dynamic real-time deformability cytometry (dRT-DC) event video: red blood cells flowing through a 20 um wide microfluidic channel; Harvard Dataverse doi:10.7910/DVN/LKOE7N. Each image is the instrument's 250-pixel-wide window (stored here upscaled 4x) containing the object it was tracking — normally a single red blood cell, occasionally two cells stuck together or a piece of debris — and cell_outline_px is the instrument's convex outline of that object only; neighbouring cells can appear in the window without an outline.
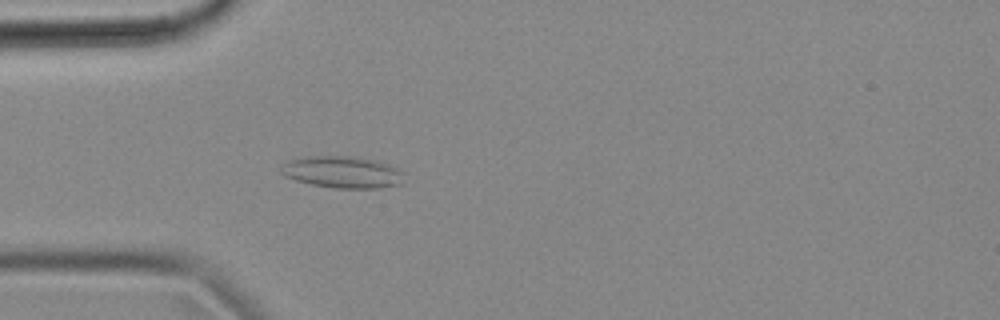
{"species": "common noctule bat (a hibernating species)", "species_latin": "Nyctalus noctula", "temperature_condition": "cold", "stored_images_in_passage": 44, "camera_frame_rate_fps": 3000, "um_per_image_px": 0.085, "animal": {"sex": "female", "body_mass_g": 18.4}, "frame": {"image": 1, "passage_image": 14, "time_ms": 4.333, "image_size_px": [1000, 320], "cell_outline_px": [[404, 172], [400, 184], [380, 188], [332, 188], [312, 184], [296, 180], [284, 176], [280, 172], [280, 168], [288, 160], [304, 156], [348, 156], [372, 160], [388, 164], [400, 168]], "centroid_in_image_um": [29.09, 14.63], "position_along_channel_um": 55.9, "area_um2": 22.83}}
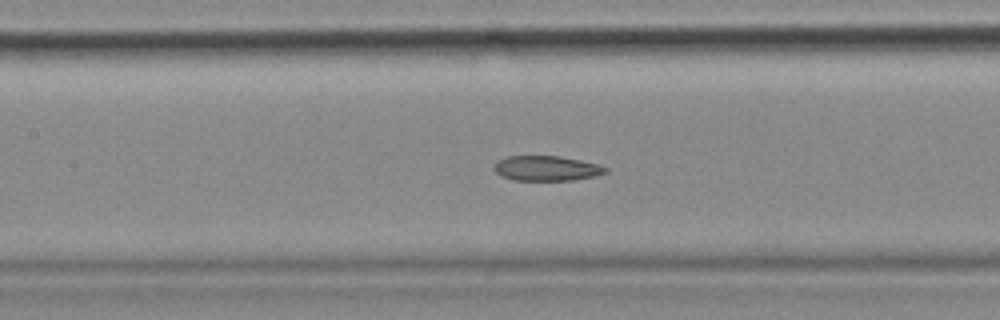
{"frame": {"image": 2, "passage_image": 23, "time_ms": 7.333, "image_size_px": [1000, 320], "cell_outline_px": [[608, 172], [596, 176], [572, 180], [512, 180], [500, 176], [492, 168], [496, 160], [508, 156], [560, 156], [580, 160], [596, 164], [608, 168]], "centroid_in_image_um": [46.41, 14.31], "position_along_channel_um": 161.0, "area_um2": 16.36}}
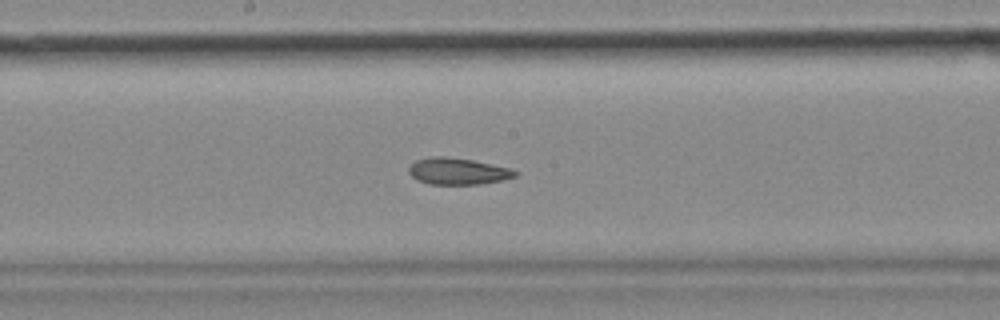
{"frame": {"image": 3, "passage_image": 27, "time_ms": 8.667, "image_size_px": [1000, 320], "cell_outline_px": [[520, 172], [516, 176], [504, 180], [480, 184], [428, 184], [416, 180], [408, 172], [408, 168], [416, 160], [432, 156], [444, 156], [472, 160], [512, 168]], "centroid_in_image_um": [38.93, 14.56], "position_along_channel_um": 209.3, "area_um2": 16.65}, "authors_computed_cell_mechanics": {"area_um2": 18.207, "velocity_mm_per_s": 3.6434, "shape_relaxation_time_tau1_ms": null, "shape_relaxation_time_tau2_ms": 3.1489, "deformation_change_tau1": null, "deformation_change_tau2": 0.0846}}